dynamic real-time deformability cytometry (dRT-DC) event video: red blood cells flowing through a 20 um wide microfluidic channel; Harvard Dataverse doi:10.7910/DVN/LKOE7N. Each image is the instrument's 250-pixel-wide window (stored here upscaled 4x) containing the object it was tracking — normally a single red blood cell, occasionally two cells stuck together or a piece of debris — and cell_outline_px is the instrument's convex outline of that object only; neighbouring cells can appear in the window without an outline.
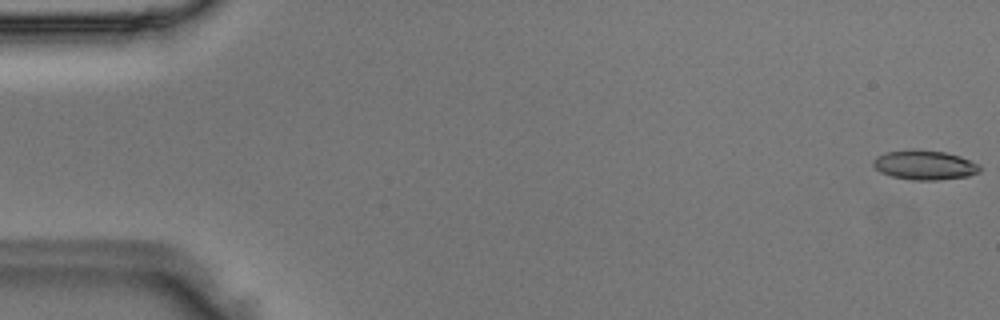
{"species": "Egyptian fruit bat (a non-hibernating species)", "species_latin": "Rousettus aegyptiacus", "temperature_condition": "room temperature", "stored_images_in_passage": 51, "camera_frame_rate_fps": 3000, "um_per_image_px": 0.085, "animal": {"sex": "male"}, "frame": {"image": 1, "passage_image": 1, "time_ms": 0.0, "image_size_px": [1000, 320], "cell_outline_px": [[980, 172], [968, 176], [940, 180], [912, 180], [892, 176], [880, 172], [872, 164], [872, 160], [876, 156], [884, 152], [912, 148], [920, 148], [944, 152], [960, 156], [980, 164]], "centroid_in_image_um": [78.57, 14.0], "position_along_channel_um": 6.4, "area_um2": 18.73}}
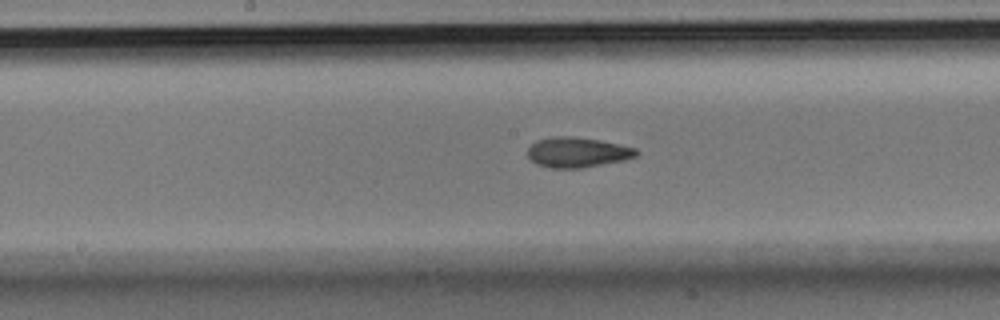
{"frame": {"image": 2, "passage_image": 26, "time_ms": 8.333, "image_size_px": [1000, 320], "cell_outline_px": [[640, 152], [636, 156], [624, 160], [580, 168], [548, 168], [536, 164], [528, 156], [528, 148], [536, 140], [552, 136], [572, 136], [600, 140], [620, 144], [636, 148]], "centroid_in_image_um": [49.07, 12.94], "position_along_channel_um": 199.1, "area_um2": 19.19}}
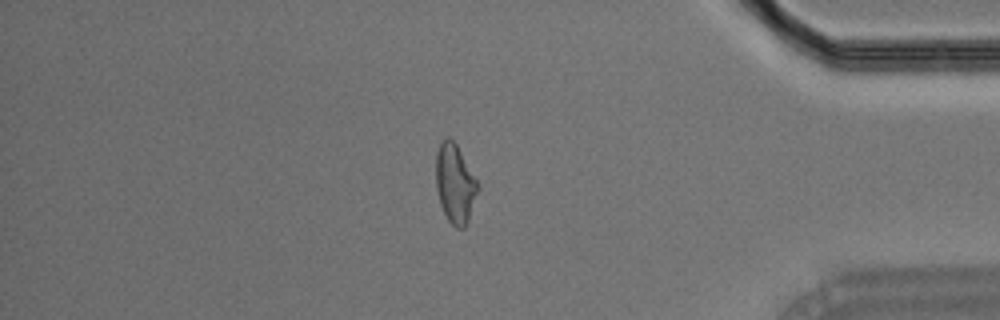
{"frame": {"image": 3, "passage_image": 43, "time_ms": 14.0, "image_size_px": [1000, 320], "cell_outline_px": [[480, 188], [468, 220], [464, 228], [456, 228], [448, 220], [440, 204], [436, 188], [436, 152], [444, 136], [448, 136], [456, 144], [480, 184]], "centroid_in_image_um": [38.69, 15.6], "position_along_channel_um": 396.5, "area_um2": 19.42}}